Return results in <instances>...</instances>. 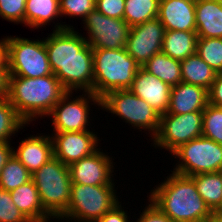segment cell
<instances>
[{
  "instance_id": "cell-1",
  "label": "cell",
  "mask_w": 222,
  "mask_h": 222,
  "mask_svg": "<svg viewBox=\"0 0 222 222\" xmlns=\"http://www.w3.org/2000/svg\"><path fill=\"white\" fill-rule=\"evenodd\" d=\"M78 31L53 30L45 37L49 65L66 91L93 93V51Z\"/></svg>"
},
{
  "instance_id": "cell-2",
  "label": "cell",
  "mask_w": 222,
  "mask_h": 222,
  "mask_svg": "<svg viewBox=\"0 0 222 222\" xmlns=\"http://www.w3.org/2000/svg\"><path fill=\"white\" fill-rule=\"evenodd\" d=\"M147 195L161 212L173 222H199L213 213L197 191L191 176L171 171Z\"/></svg>"
},
{
  "instance_id": "cell-3",
  "label": "cell",
  "mask_w": 222,
  "mask_h": 222,
  "mask_svg": "<svg viewBox=\"0 0 222 222\" xmlns=\"http://www.w3.org/2000/svg\"><path fill=\"white\" fill-rule=\"evenodd\" d=\"M67 91L54 74L38 78L9 76L8 99L28 124L45 119Z\"/></svg>"
},
{
  "instance_id": "cell-4",
  "label": "cell",
  "mask_w": 222,
  "mask_h": 222,
  "mask_svg": "<svg viewBox=\"0 0 222 222\" xmlns=\"http://www.w3.org/2000/svg\"><path fill=\"white\" fill-rule=\"evenodd\" d=\"M93 94L101 98L107 92L129 89L140 66L121 49H92Z\"/></svg>"
},
{
  "instance_id": "cell-5",
  "label": "cell",
  "mask_w": 222,
  "mask_h": 222,
  "mask_svg": "<svg viewBox=\"0 0 222 222\" xmlns=\"http://www.w3.org/2000/svg\"><path fill=\"white\" fill-rule=\"evenodd\" d=\"M115 186L114 181L97 186L72 184L68 208L56 221L94 222L100 219L120 203Z\"/></svg>"
},
{
  "instance_id": "cell-6",
  "label": "cell",
  "mask_w": 222,
  "mask_h": 222,
  "mask_svg": "<svg viewBox=\"0 0 222 222\" xmlns=\"http://www.w3.org/2000/svg\"><path fill=\"white\" fill-rule=\"evenodd\" d=\"M100 110L121 118L125 124L146 132L151 138L156 136L160 126V114L145 100L134 95L129 89L107 92L100 98Z\"/></svg>"
},
{
  "instance_id": "cell-7",
  "label": "cell",
  "mask_w": 222,
  "mask_h": 222,
  "mask_svg": "<svg viewBox=\"0 0 222 222\" xmlns=\"http://www.w3.org/2000/svg\"><path fill=\"white\" fill-rule=\"evenodd\" d=\"M44 209L57 220L68 208L72 181L69 168L53 157L32 174Z\"/></svg>"
},
{
  "instance_id": "cell-8",
  "label": "cell",
  "mask_w": 222,
  "mask_h": 222,
  "mask_svg": "<svg viewBox=\"0 0 222 222\" xmlns=\"http://www.w3.org/2000/svg\"><path fill=\"white\" fill-rule=\"evenodd\" d=\"M9 76L38 78L52 75L44 38L6 36Z\"/></svg>"
},
{
  "instance_id": "cell-9",
  "label": "cell",
  "mask_w": 222,
  "mask_h": 222,
  "mask_svg": "<svg viewBox=\"0 0 222 222\" xmlns=\"http://www.w3.org/2000/svg\"><path fill=\"white\" fill-rule=\"evenodd\" d=\"M77 93L79 92L67 91L47 115V118L52 117L51 127L53 131L51 132L95 130L91 125L94 117L89 116L90 112L94 110L90 108H93L92 105H94L99 110L100 98L91 92H82V94L80 92L79 95L75 96L74 94Z\"/></svg>"
},
{
  "instance_id": "cell-10",
  "label": "cell",
  "mask_w": 222,
  "mask_h": 222,
  "mask_svg": "<svg viewBox=\"0 0 222 222\" xmlns=\"http://www.w3.org/2000/svg\"><path fill=\"white\" fill-rule=\"evenodd\" d=\"M170 155L177 162L172 170L181 175L222 171V145L204 136L180 145Z\"/></svg>"
},
{
  "instance_id": "cell-11",
  "label": "cell",
  "mask_w": 222,
  "mask_h": 222,
  "mask_svg": "<svg viewBox=\"0 0 222 222\" xmlns=\"http://www.w3.org/2000/svg\"><path fill=\"white\" fill-rule=\"evenodd\" d=\"M203 111L160 115L158 133L151 140L153 148L167 150L171 154L180 145L202 136ZM155 145V146H154Z\"/></svg>"
},
{
  "instance_id": "cell-12",
  "label": "cell",
  "mask_w": 222,
  "mask_h": 222,
  "mask_svg": "<svg viewBox=\"0 0 222 222\" xmlns=\"http://www.w3.org/2000/svg\"><path fill=\"white\" fill-rule=\"evenodd\" d=\"M82 23L88 35L84 38L92 49L125 48L131 27L124 20L110 18L95 9Z\"/></svg>"
},
{
  "instance_id": "cell-13",
  "label": "cell",
  "mask_w": 222,
  "mask_h": 222,
  "mask_svg": "<svg viewBox=\"0 0 222 222\" xmlns=\"http://www.w3.org/2000/svg\"><path fill=\"white\" fill-rule=\"evenodd\" d=\"M165 27L158 18L130 28L125 45L127 53L143 67L156 53L162 51Z\"/></svg>"
},
{
  "instance_id": "cell-14",
  "label": "cell",
  "mask_w": 222,
  "mask_h": 222,
  "mask_svg": "<svg viewBox=\"0 0 222 222\" xmlns=\"http://www.w3.org/2000/svg\"><path fill=\"white\" fill-rule=\"evenodd\" d=\"M53 143V157L69 166L99 149L100 136L95 130L49 133ZM99 136V137H98ZM98 147V148H97Z\"/></svg>"
},
{
  "instance_id": "cell-15",
  "label": "cell",
  "mask_w": 222,
  "mask_h": 222,
  "mask_svg": "<svg viewBox=\"0 0 222 222\" xmlns=\"http://www.w3.org/2000/svg\"><path fill=\"white\" fill-rule=\"evenodd\" d=\"M101 149L99 146L92 155L68 166L72 184L110 185L115 180V158L108 156L109 153Z\"/></svg>"
},
{
  "instance_id": "cell-16",
  "label": "cell",
  "mask_w": 222,
  "mask_h": 222,
  "mask_svg": "<svg viewBox=\"0 0 222 222\" xmlns=\"http://www.w3.org/2000/svg\"><path fill=\"white\" fill-rule=\"evenodd\" d=\"M172 87L148 73L142 67L137 71L129 90L145 100L160 115L166 113L170 106Z\"/></svg>"
},
{
  "instance_id": "cell-17",
  "label": "cell",
  "mask_w": 222,
  "mask_h": 222,
  "mask_svg": "<svg viewBox=\"0 0 222 222\" xmlns=\"http://www.w3.org/2000/svg\"><path fill=\"white\" fill-rule=\"evenodd\" d=\"M39 134V135H38ZM45 134V135H44ZM37 133L24 137L17 148H13V155L33 174L45 163L53 158V143L48 132Z\"/></svg>"
},
{
  "instance_id": "cell-18",
  "label": "cell",
  "mask_w": 222,
  "mask_h": 222,
  "mask_svg": "<svg viewBox=\"0 0 222 222\" xmlns=\"http://www.w3.org/2000/svg\"><path fill=\"white\" fill-rule=\"evenodd\" d=\"M196 0H160L157 18L165 30L196 31Z\"/></svg>"
},
{
  "instance_id": "cell-19",
  "label": "cell",
  "mask_w": 222,
  "mask_h": 222,
  "mask_svg": "<svg viewBox=\"0 0 222 222\" xmlns=\"http://www.w3.org/2000/svg\"><path fill=\"white\" fill-rule=\"evenodd\" d=\"M208 105V90L184 82L178 83L171 89L170 106L166 113L185 114L204 111Z\"/></svg>"
},
{
  "instance_id": "cell-20",
  "label": "cell",
  "mask_w": 222,
  "mask_h": 222,
  "mask_svg": "<svg viewBox=\"0 0 222 222\" xmlns=\"http://www.w3.org/2000/svg\"><path fill=\"white\" fill-rule=\"evenodd\" d=\"M61 17L59 0H26L25 25L29 26L28 28L40 29L46 27L47 24L51 25V22L54 24V31L75 28L71 24H66L65 21L60 20L59 22L58 19ZM55 20L58 23L55 24Z\"/></svg>"
},
{
  "instance_id": "cell-21",
  "label": "cell",
  "mask_w": 222,
  "mask_h": 222,
  "mask_svg": "<svg viewBox=\"0 0 222 222\" xmlns=\"http://www.w3.org/2000/svg\"><path fill=\"white\" fill-rule=\"evenodd\" d=\"M12 201L30 222H53L55 219L41 204L39 192L33 180L10 191Z\"/></svg>"
},
{
  "instance_id": "cell-22",
  "label": "cell",
  "mask_w": 222,
  "mask_h": 222,
  "mask_svg": "<svg viewBox=\"0 0 222 222\" xmlns=\"http://www.w3.org/2000/svg\"><path fill=\"white\" fill-rule=\"evenodd\" d=\"M198 38H222V4L213 0H196Z\"/></svg>"
},
{
  "instance_id": "cell-23",
  "label": "cell",
  "mask_w": 222,
  "mask_h": 222,
  "mask_svg": "<svg viewBox=\"0 0 222 222\" xmlns=\"http://www.w3.org/2000/svg\"><path fill=\"white\" fill-rule=\"evenodd\" d=\"M196 31L165 30L162 52L176 60H184L196 53Z\"/></svg>"
},
{
  "instance_id": "cell-24",
  "label": "cell",
  "mask_w": 222,
  "mask_h": 222,
  "mask_svg": "<svg viewBox=\"0 0 222 222\" xmlns=\"http://www.w3.org/2000/svg\"><path fill=\"white\" fill-rule=\"evenodd\" d=\"M198 193L212 212H222V171L191 176Z\"/></svg>"
},
{
  "instance_id": "cell-25",
  "label": "cell",
  "mask_w": 222,
  "mask_h": 222,
  "mask_svg": "<svg viewBox=\"0 0 222 222\" xmlns=\"http://www.w3.org/2000/svg\"><path fill=\"white\" fill-rule=\"evenodd\" d=\"M180 65L182 82L210 89L217 73L197 53L181 60Z\"/></svg>"
},
{
  "instance_id": "cell-26",
  "label": "cell",
  "mask_w": 222,
  "mask_h": 222,
  "mask_svg": "<svg viewBox=\"0 0 222 222\" xmlns=\"http://www.w3.org/2000/svg\"><path fill=\"white\" fill-rule=\"evenodd\" d=\"M142 68L171 87L182 82L180 60L162 51L153 55Z\"/></svg>"
},
{
  "instance_id": "cell-27",
  "label": "cell",
  "mask_w": 222,
  "mask_h": 222,
  "mask_svg": "<svg viewBox=\"0 0 222 222\" xmlns=\"http://www.w3.org/2000/svg\"><path fill=\"white\" fill-rule=\"evenodd\" d=\"M160 0H125L124 21L130 27L157 18Z\"/></svg>"
},
{
  "instance_id": "cell-28",
  "label": "cell",
  "mask_w": 222,
  "mask_h": 222,
  "mask_svg": "<svg viewBox=\"0 0 222 222\" xmlns=\"http://www.w3.org/2000/svg\"><path fill=\"white\" fill-rule=\"evenodd\" d=\"M25 126L28 124L17 114L8 97L0 98V142L13 141L11 138Z\"/></svg>"
},
{
  "instance_id": "cell-29",
  "label": "cell",
  "mask_w": 222,
  "mask_h": 222,
  "mask_svg": "<svg viewBox=\"0 0 222 222\" xmlns=\"http://www.w3.org/2000/svg\"><path fill=\"white\" fill-rule=\"evenodd\" d=\"M31 180L32 174L12 155L0 173V188L10 192Z\"/></svg>"
},
{
  "instance_id": "cell-30",
  "label": "cell",
  "mask_w": 222,
  "mask_h": 222,
  "mask_svg": "<svg viewBox=\"0 0 222 222\" xmlns=\"http://www.w3.org/2000/svg\"><path fill=\"white\" fill-rule=\"evenodd\" d=\"M196 53L216 73H222V38H198Z\"/></svg>"
},
{
  "instance_id": "cell-31",
  "label": "cell",
  "mask_w": 222,
  "mask_h": 222,
  "mask_svg": "<svg viewBox=\"0 0 222 222\" xmlns=\"http://www.w3.org/2000/svg\"><path fill=\"white\" fill-rule=\"evenodd\" d=\"M202 136L222 145V107L212 104L205 107Z\"/></svg>"
},
{
  "instance_id": "cell-32",
  "label": "cell",
  "mask_w": 222,
  "mask_h": 222,
  "mask_svg": "<svg viewBox=\"0 0 222 222\" xmlns=\"http://www.w3.org/2000/svg\"><path fill=\"white\" fill-rule=\"evenodd\" d=\"M60 13L66 18H74L82 22L86 19L87 15L95 10L96 0H59Z\"/></svg>"
},
{
  "instance_id": "cell-33",
  "label": "cell",
  "mask_w": 222,
  "mask_h": 222,
  "mask_svg": "<svg viewBox=\"0 0 222 222\" xmlns=\"http://www.w3.org/2000/svg\"><path fill=\"white\" fill-rule=\"evenodd\" d=\"M26 0H0V18L25 26Z\"/></svg>"
},
{
  "instance_id": "cell-34",
  "label": "cell",
  "mask_w": 222,
  "mask_h": 222,
  "mask_svg": "<svg viewBox=\"0 0 222 222\" xmlns=\"http://www.w3.org/2000/svg\"><path fill=\"white\" fill-rule=\"evenodd\" d=\"M0 222H30L13 203L10 192L1 188Z\"/></svg>"
},
{
  "instance_id": "cell-35",
  "label": "cell",
  "mask_w": 222,
  "mask_h": 222,
  "mask_svg": "<svg viewBox=\"0 0 222 222\" xmlns=\"http://www.w3.org/2000/svg\"><path fill=\"white\" fill-rule=\"evenodd\" d=\"M9 70L6 36L0 39V98L8 96Z\"/></svg>"
},
{
  "instance_id": "cell-36",
  "label": "cell",
  "mask_w": 222,
  "mask_h": 222,
  "mask_svg": "<svg viewBox=\"0 0 222 222\" xmlns=\"http://www.w3.org/2000/svg\"><path fill=\"white\" fill-rule=\"evenodd\" d=\"M95 9L110 18L124 20L125 0H96Z\"/></svg>"
},
{
  "instance_id": "cell-37",
  "label": "cell",
  "mask_w": 222,
  "mask_h": 222,
  "mask_svg": "<svg viewBox=\"0 0 222 222\" xmlns=\"http://www.w3.org/2000/svg\"><path fill=\"white\" fill-rule=\"evenodd\" d=\"M140 215L136 218V221L132 219V222H173L166 214L161 212L150 200H148L147 205L144 207Z\"/></svg>"
},
{
  "instance_id": "cell-38",
  "label": "cell",
  "mask_w": 222,
  "mask_h": 222,
  "mask_svg": "<svg viewBox=\"0 0 222 222\" xmlns=\"http://www.w3.org/2000/svg\"><path fill=\"white\" fill-rule=\"evenodd\" d=\"M118 203L113 209L105 213L100 219L94 222H132L129 212L124 210L126 207Z\"/></svg>"
},
{
  "instance_id": "cell-39",
  "label": "cell",
  "mask_w": 222,
  "mask_h": 222,
  "mask_svg": "<svg viewBox=\"0 0 222 222\" xmlns=\"http://www.w3.org/2000/svg\"><path fill=\"white\" fill-rule=\"evenodd\" d=\"M208 104L222 107V73H217L208 90Z\"/></svg>"
},
{
  "instance_id": "cell-40",
  "label": "cell",
  "mask_w": 222,
  "mask_h": 222,
  "mask_svg": "<svg viewBox=\"0 0 222 222\" xmlns=\"http://www.w3.org/2000/svg\"><path fill=\"white\" fill-rule=\"evenodd\" d=\"M10 142H0V173L2 169L4 168V165L7 163V161L11 158L13 155V145Z\"/></svg>"
},
{
  "instance_id": "cell-41",
  "label": "cell",
  "mask_w": 222,
  "mask_h": 222,
  "mask_svg": "<svg viewBox=\"0 0 222 222\" xmlns=\"http://www.w3.org/2000/svg\"><path fill=\"white\" fill-rule=\"evenodd\" d=\"M207 220L209 222H222V212H213Z\"/></svg>"
},
{
  "instance_id": "cell-42",
  "label": "cell",
  "mask_w": 222,
  "mask_h": 222,
  "mask_svg": "<svg viewBox=\"0 0 222 222\" xmlns=\"http://www.w3.org/2000/svg\"><path fill=\"white\" fill-rule=\"evenodd\" d=\"M213 1H216L218 3H221L222 4V0H213Z\"/></svg>"
}]
</instances>
